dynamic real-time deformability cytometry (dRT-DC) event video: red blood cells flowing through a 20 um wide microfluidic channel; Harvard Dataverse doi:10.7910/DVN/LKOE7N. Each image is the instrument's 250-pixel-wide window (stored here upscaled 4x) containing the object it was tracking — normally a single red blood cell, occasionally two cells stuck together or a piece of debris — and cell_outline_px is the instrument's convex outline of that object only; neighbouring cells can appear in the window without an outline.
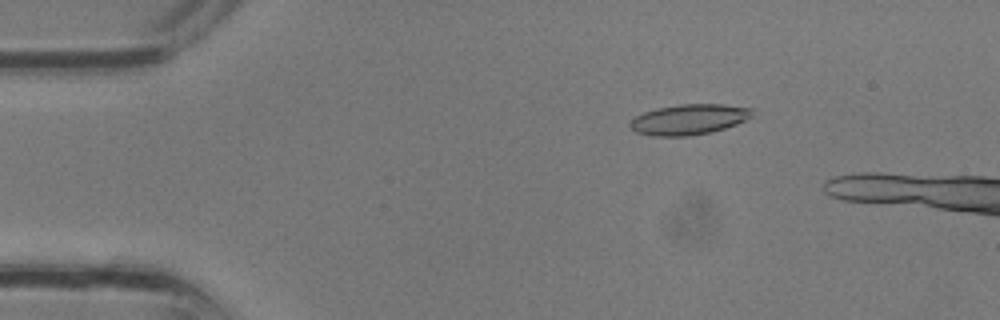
{"species": "common noctule bat (a hibernating species)", "species_latin": "Nyctalus noctula", "temperature_condition": "room temperature", "stored_images_in_passage": 7, "camera_frame_rate_fps": 3000, "um_per_image_px": 0.085, "animal": {"sex": "male", "body_mass_g": 13.3}, "frame": {"image": 1, "passage_image": 4, "time_ms": 1.0, "image_size_px": [1000, 320], "cell_outline_px": [[752, 116], [736, 124], [712, 132], [688, 136], [652, 136], [636, 132], [628, 124], [636, 116], [644, 112], [656, 108], [680, 104], [724, 104], [752, 108]], "centroid_in_image_um": [58.55, 10.15], "position_along_channel_um": 26.5, "area_um2": 21.62}}